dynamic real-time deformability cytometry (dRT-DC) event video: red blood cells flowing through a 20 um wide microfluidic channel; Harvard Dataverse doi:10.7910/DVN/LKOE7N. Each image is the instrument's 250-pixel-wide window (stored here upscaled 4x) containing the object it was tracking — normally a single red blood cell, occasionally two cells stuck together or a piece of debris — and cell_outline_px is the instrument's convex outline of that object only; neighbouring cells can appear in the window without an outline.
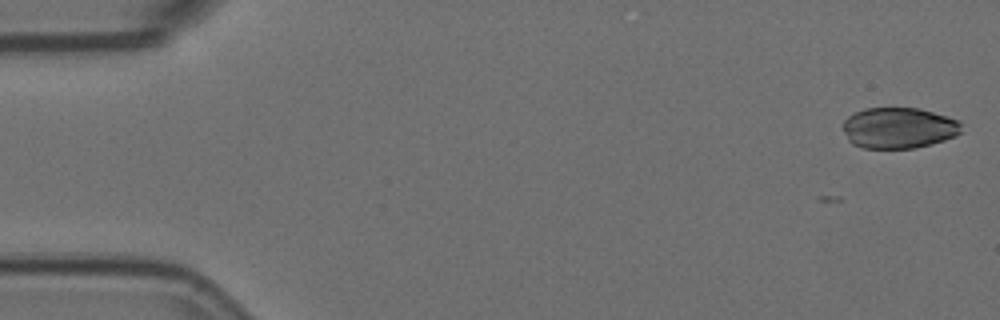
{"species": "Egyptian fruit bat (a non-hibernating species)", "species_latin": "Rousettus aegyptiacus", "temperature_condition": "room temperature", "stored_images_in_passage": 6, "camera_frame_rate_fps": 3000, "um_per_image_px": 0.085, "animal": {"sex": "female"}, "frame": {"image": 1, "passage_image": 1, "time_ms": 0.0, "image_size_px": [1000, 320], "cell_outline_px": [[964, 132], [956, 136], [932, 144], [916, 148], [864, 148], [852, 144], [848, 140], [844, 132], [844, 120], [848, 116], [864, 108], [920, 108], [948, 116], [960, 120]], "centroid_in_image_um": [76.45, 10.87], "position_along_channel_um": 8.6, "area_um2": 28.61}}
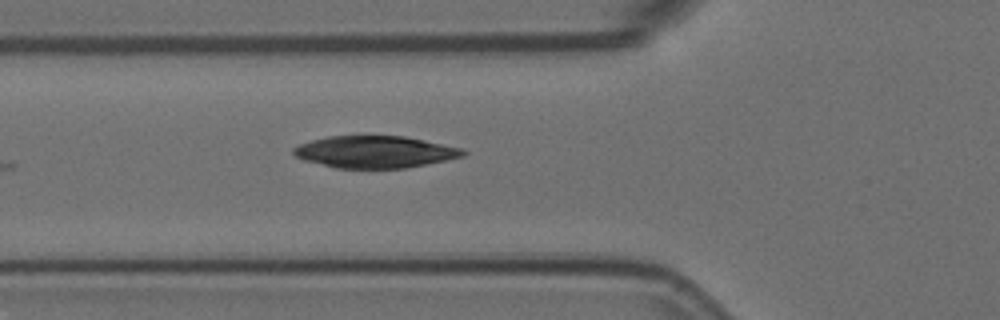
{"frame": {"image": 2, "passage_image": 6, "time_ms": 1.667, "image_size_px": [1000, 320], "cell_outline_px": [[468, 152], [464, 156], [404, 168], [336, 168], [304, 160], [296, 156], [292, 152], [292, 148], [300, 144], [312, 140], [328, 136], [404, 136], [424, 140], [460, 148]], "centroid_in_image_um": [31.83, 12.91], "position_along_channel_um": 94.0, "area_um2": 31.27}}